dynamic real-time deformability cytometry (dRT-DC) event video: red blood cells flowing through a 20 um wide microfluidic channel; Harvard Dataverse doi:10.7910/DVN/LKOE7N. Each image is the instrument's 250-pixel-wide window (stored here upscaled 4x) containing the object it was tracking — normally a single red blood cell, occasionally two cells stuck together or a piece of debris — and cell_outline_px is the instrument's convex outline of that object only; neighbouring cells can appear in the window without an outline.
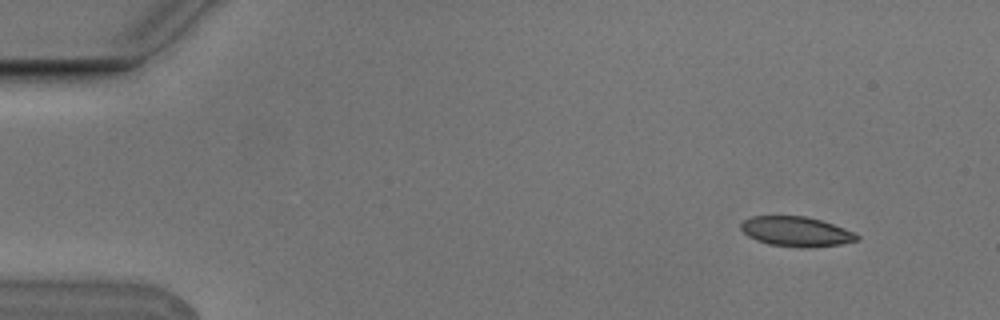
{"species": "Egyptian fruit bat (a non-hibernating species)", "species_latin": "Rousettus aegyptiacus", "temperature_condition": "cold", "stored_images_in_passage": 5, "segment_of_instrument_passage": [1, 2], "camera_frame_rate_fps": 3000, "um_per_image_px": 0.085, "animal": {"sex": "male"}, "frame": {"image": 1, "passage_image": 1, "time_ms": 0.0, "image_size_px": [1000, 320], "cell_outline_px": [[860, 240], [840, 244], [808, 248], [800, 248], [768, 244], [756, 240], [748, 236], [740, 228], [740, 224], [744, 220], [752, 216], [804, 216], [820, 220], [844, 228], [860, 236]], "centroid_in_image_um": [67.66, 19.69], "position_along_channel_um": 17.3, "area_um2": 20.17}}